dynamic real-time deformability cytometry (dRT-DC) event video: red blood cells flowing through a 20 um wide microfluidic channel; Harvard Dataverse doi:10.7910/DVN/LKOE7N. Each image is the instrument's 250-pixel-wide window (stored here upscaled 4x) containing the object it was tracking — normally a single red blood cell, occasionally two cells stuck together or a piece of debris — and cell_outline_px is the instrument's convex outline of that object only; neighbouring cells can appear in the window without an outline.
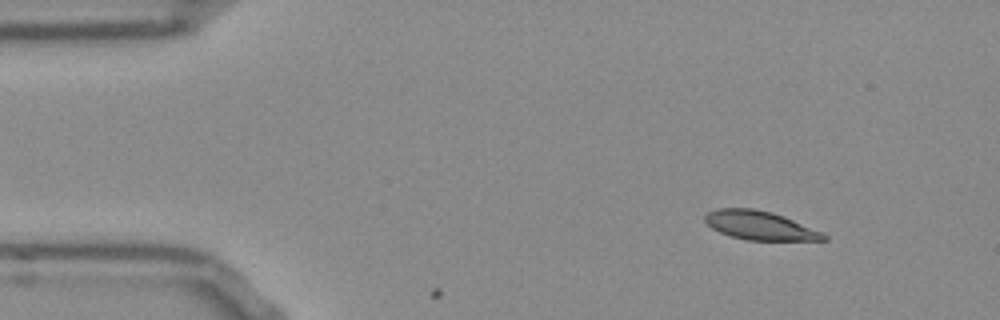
{"species": "Egyptian fruit bat (a non-hibernating species)", "species_latin": "Rousettus aegyptiacus", "temperature_condition": "room temperature", "stored_images_in_passage": 4, "camera_frame_rate_fps": 3000, "um_per_image_px": 0.085, "frame": {"image": 1, "passage_image": 1, "time_ms": 0.0, "image_size_px": [1000, 320], "cell_outline_px": [[828, 240], [748, 240], [732, 236], [720, 232], [712, 228], [704, 220], [704, 216], [708, 212], [716, 208], [752, 208], [772, 212], [784, 216], [820, 232], [828, 236]], "centroid_in_image_um": [64.55, 19.15], "position_along_channel_um": 20.4, "area_um2": 19.65}}